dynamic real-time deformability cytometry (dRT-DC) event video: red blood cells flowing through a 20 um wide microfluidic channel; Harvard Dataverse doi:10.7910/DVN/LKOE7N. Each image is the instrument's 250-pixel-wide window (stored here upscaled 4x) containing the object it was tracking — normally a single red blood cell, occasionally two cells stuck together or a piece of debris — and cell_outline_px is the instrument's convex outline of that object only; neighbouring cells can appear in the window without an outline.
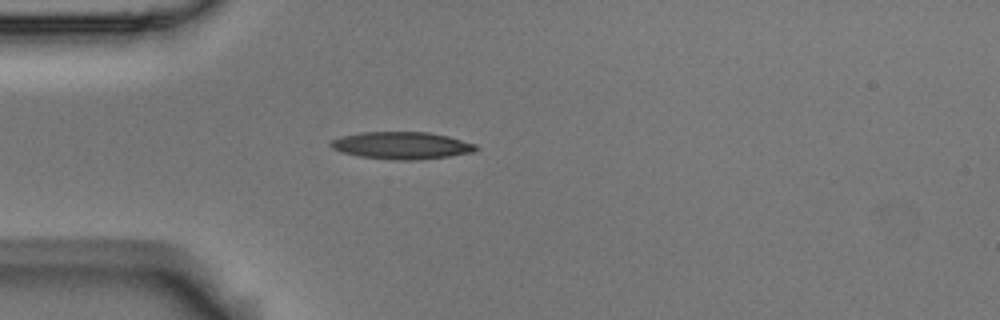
{"species": "Egyptian fruit bat (a non-hibernating species)", "species_latin": "Rousettus aegyptiacus", "temperature_condition": "room temperature", "stored_images_in_passage": 4, "camera_frame_rate_fps": 3000, "um_per_image_px": 0.085, "animal": {"sex": "male"}, "frame": {"image": 1, "passage_image": 4, "time_ms": 1.0, "image_size_px": [1000, 320], "cell_outline_px": [[480, 148], [472, 152], [448, 156], [412, 160], [396, 160], [360, 156], [340, 152], [332, 148], [328, 144], [332, 140], [340, 136], [360, 132], [428, 132], [448, 136], [476, 144]], "centroid_in_image_um": [34.12, 12.35], "position_along_channel_um": 50.9, "area_um2": 23.0}}